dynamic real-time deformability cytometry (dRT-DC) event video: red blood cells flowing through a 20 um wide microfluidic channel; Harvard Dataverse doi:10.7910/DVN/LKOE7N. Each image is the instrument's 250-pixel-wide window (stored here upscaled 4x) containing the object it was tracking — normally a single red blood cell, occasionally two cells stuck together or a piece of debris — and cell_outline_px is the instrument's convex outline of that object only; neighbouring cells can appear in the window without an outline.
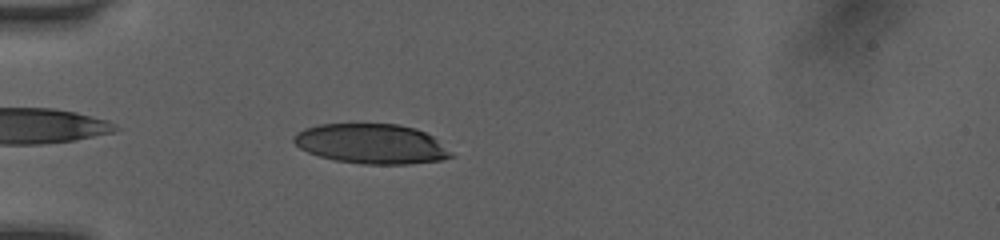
{"species": "human", "species_latin": "Homo sapiens", "temperature_condition": "room temperature", "stored_images_in_passage": 39, "camera_frame_rate_fps": 3000, "um_per_image_px": 0.085, "donor": {"sex": "female"}, "frame": {"image": 1, "passage_image": 4, "time_ms": 1.0, "image_size_px": [1000, 240], "cell_outline_px": [[452, 156], [440, 160], [408, 164], [364, 164], [336, 160], [320, 156], [308, 152], [300, 148], [292, 140], [292, 136], [296, 132], [304, 128], [320, 124], [396, 124], [416, 128], [432, 136], [452, 152]], "centroid_in_image_um": [31.54, 12.22], "position_along_channel_um": 53.5, "area_um2": 36.36}}
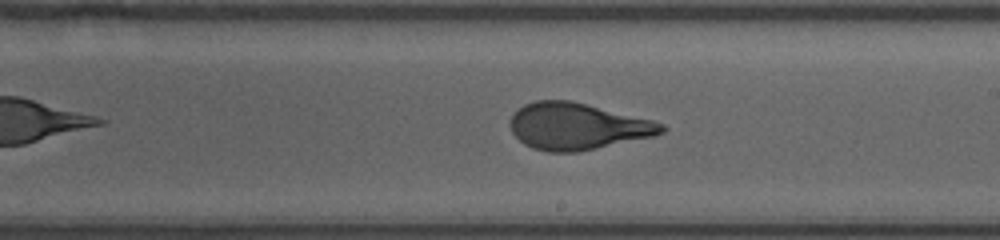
{"frame": {"image": 2, "passage_image": 19, "time_ms": 6.0, "image_size_px": [1000, 240], "cell_outline_px": [[668, 128], [664, 132], [652, 136], [596, 148], [576, 152], [548, 152], [532, 148], [524, 144], [512, 132], [512, 116], [524, 104], [536, 100], [572, 100], [652, 120], [664, 124]], "centroid_in_image_um": [49.09, 10.73], "position_along_channel_um": 239.9, "area_um2": 40.81}}
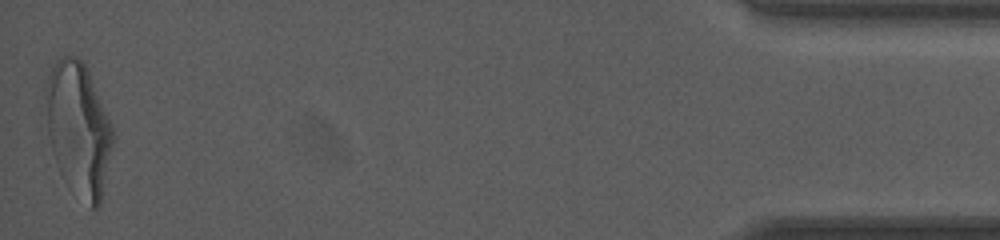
{"frame": {"image": 3, "passage_image": 39, "time_ms": 12.667, "image_size_px": [1000, 240], "cell_outline_px": [[116, 136], [100, 204], [96, 208], [92, 208], [56, 160], [52, 152], [48, 132], [44, 92], [44, 88], [48, 76], [56, 60], [64, 56], [76, 56], [84, 64], [88, 72], [112, 124]], "centroid_in_image_um": [6.7, 10.83], "position_along_channel_um": 428.5, "area_um2": 50.63}, "authors_computed_cell_mechanics": {"area_um2": 41.3848, "velocity_mm_per_s": 4.0696, "shape_relaxation_time_tau1_ms": 4.4424, "shape_relaxation_time_tau2_ms": null, "deformation_change_tau1": 0.1948, "deformation_change_tau2": null}}